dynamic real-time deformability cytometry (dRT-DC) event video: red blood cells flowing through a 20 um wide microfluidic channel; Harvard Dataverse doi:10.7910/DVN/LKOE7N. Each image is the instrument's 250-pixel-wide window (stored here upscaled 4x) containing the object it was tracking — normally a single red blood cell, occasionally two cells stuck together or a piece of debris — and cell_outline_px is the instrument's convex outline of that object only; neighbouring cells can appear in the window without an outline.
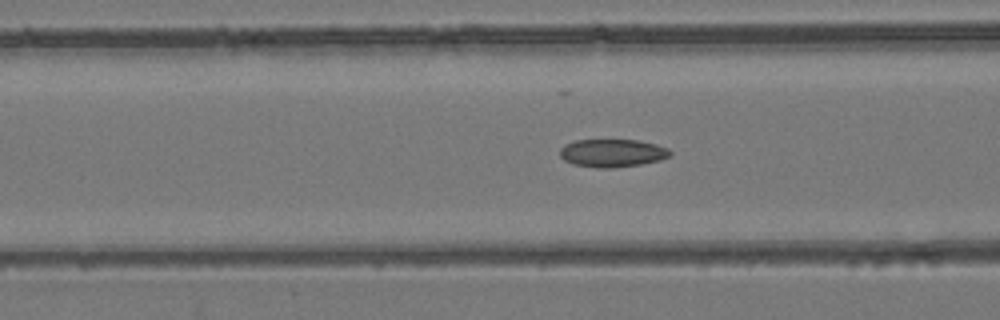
{"species": "common noctule bat (a hibernating species)", "species_latin": "Nyctalus noctula", "temperature_condition": "room temperature", "stored_images_in_passage": 54, "camera_frame_rate_fps": 3000, "um_per_image_px": 0.085, "animal": {"sex": "female", "body_mass_g": 24.6, "forearm_length_mm": 56.2}, "frame": {"image": 1, "passage_image": 22, "time_ms": 7.0, "image_size_px": [1000, 320], "cell_outline_px": [[672, 152], [668, 156], [660, 160], [640, 164], [612, 168], [596, 168], [572, 164], [564, 160], [560, 156], [560, 148], [564, 144], [576, 140], [636, 140], [656, 144], [668, 148]], "centroid_in_image_um": [52.01, 13.01], "position_along_channel_um": 114.6, "area_um2": 17.98}}
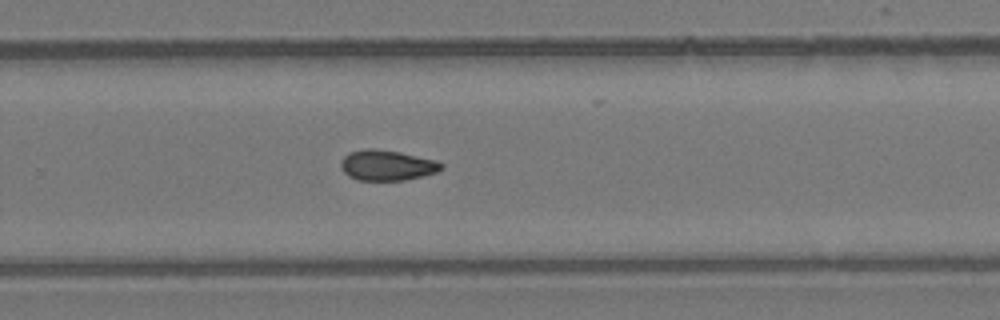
{"frame": {"image": 2, "passage_image": 36, "time_ms": 11.667, "image_size_px": [1000, 320], "cell_outline_px": [[444, 168], [436, 172], [424, 176], [404, 180], [356, 180], [348, 176], [340, 168], [340, 160], [348, 152], [368, 148], [376, 148], [400, 152], [436, 160], [444, 164]], "centroid_in_image_um": [32.88, 14.04], "position_along_channel_um": 296.9, "area_um2": 18.09}}
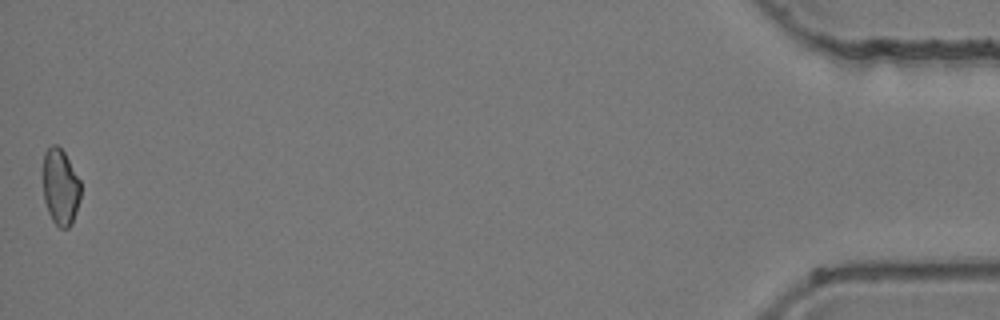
{"frame": {"image": 3, "passage_image": 54, "time_ms": 17.667, "image_size_px": [1000, 320], "cell_outline_px": [[80, 200], [72, 224], [68, 228], [60, 228], [52, 220], [48, 212], [44, 200], [44, 152], [52, 144], [56, 144], [64, 152], [80, 180]], "centroid_in_image_um": [5.15, 15.91], "position_along_channel_um": 430.1, "area_um2": 16.65}, "authors_computed_cell_mechanics": {"area_um2": 18.0336, "velocity_mm_per_s": 3.9071, "shape_relaxation_time_tau1_ms": null, "shape_relaxation_time_tau2_ms": 5.0376, "deformation_change_tau1": null, "deformation_change_tau2": 0.0895}}